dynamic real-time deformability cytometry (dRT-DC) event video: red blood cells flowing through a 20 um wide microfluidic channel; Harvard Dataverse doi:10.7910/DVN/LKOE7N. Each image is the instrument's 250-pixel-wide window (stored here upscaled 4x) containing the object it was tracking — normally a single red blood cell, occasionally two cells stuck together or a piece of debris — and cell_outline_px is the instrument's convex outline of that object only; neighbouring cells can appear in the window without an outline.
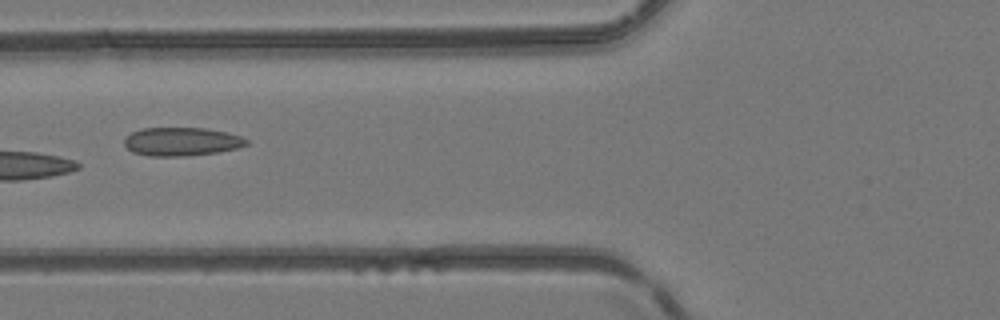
{"species": "common noctule bat (a hibernating species)", "species_latin": "Nyctalus noctula", "temperature_condition": "room temperature", "stored_images_in_passage": 6, "camera_frame_rate_fps": 3000, "um_per_image_px": 0.085, "animal": {"sex": "female", "body_mass_g": 24.6, "forearm_length_mm": 56.2}, "frame": {"image": 1, "passage_image": 6, "time_ms": 1.667, "image_size_px": [1000, 320], "cell_outline_px": [[248, 144], [236, 148], [216, 152], [184, 156], [148, 156], [132, 152], [124, 144], [124, 136], [132, 132], [144, 128], [204, 128], [224, 132], [240, 136], [248, 140]], "centroid_in_image_um": [15.38, 12.04], "position_along_channel_um": 110.4, "area_um2": 20.11}}